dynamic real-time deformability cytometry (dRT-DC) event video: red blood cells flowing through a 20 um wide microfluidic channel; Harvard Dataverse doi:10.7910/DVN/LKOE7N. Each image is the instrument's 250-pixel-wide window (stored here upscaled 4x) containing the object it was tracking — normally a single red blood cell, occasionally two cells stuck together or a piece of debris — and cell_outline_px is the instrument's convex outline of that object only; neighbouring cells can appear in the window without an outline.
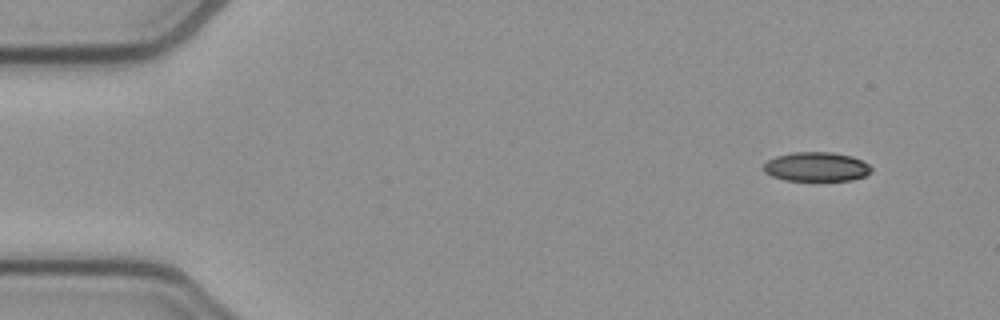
{"species": "common noctule bat (a hibernating species)", "species_latin": "Nyctalus noctula", "temperature_condition": "cold", "stored_images_in_passage": 38, "camera_frame_rate_fps": 3000, "um_per_image_px": 0.085, "animal": {"sex": "female", "body_mass_g": 21.9}, "frame": {"image": 1, "passage_image": 1, "time_ms": 0.0, "image_size_px": [1000, 320], "cell_outline_px": [[872, 172], [864, 176], [852, 180], [784, 180], [772, 176], [764, 172], [760, 168], [768, 160], [776, 156], [792, 152], [832, 152], [852, 156], [868, 164], [872, 168]], "centroid_in_image_um": [69.36, 14.17], "position_along_channel_um": 15.6, "area_um2": 18.44}}
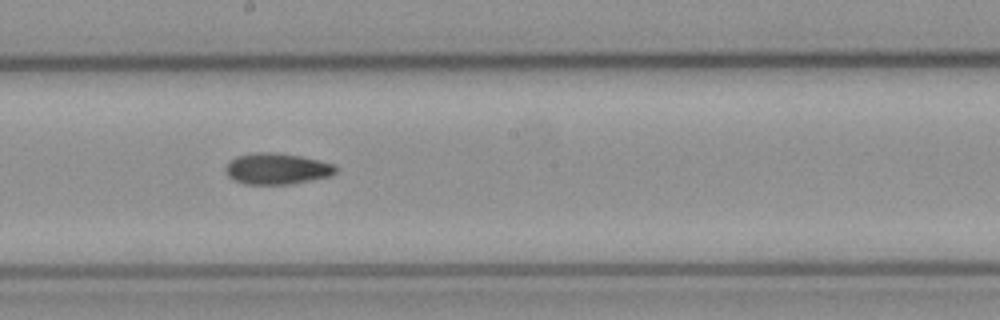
{"frame": {"image": 2, "passage_image": 25, "time_ms": 8.0, "image_size_px": [1000, 320], "cell_outline_px": [[336, 172], [332, 176], [312, 180], [288, 184], [244, 184], [232, 180], [224, 172], [224, 168], [228, 160], [236, 156], [252, 152], [276, 152], [300, 156], [332, 164], [336, 168]], "centroid_in_image_um": [23.45, 14.34], "position_along_channel_um": 224.7, "area_um2": 20.23}}
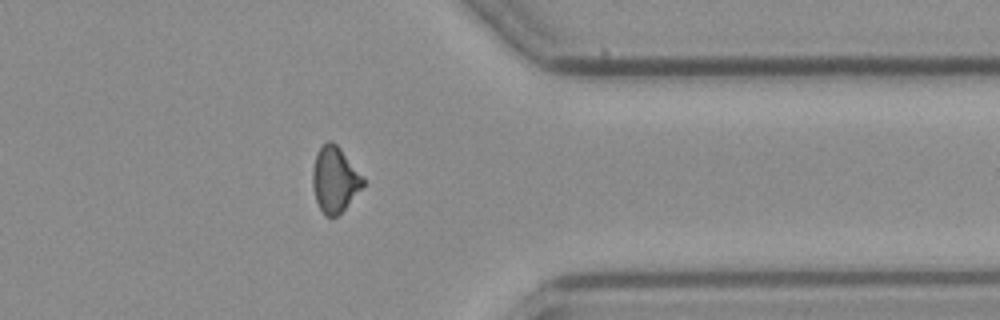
{"frame": {"image": 3, "passage_image": 38, "time_ms": 12.333, "image_size_px": [1000, 320], "cell_outline_px": [[364, 184], [344, 208], [336, 216], [324, 216], [316, 200], [312, 184], [312, 172], [316, 152], [328, 140], [332, 140], [340, 148], [364, 176]], "centroid_in_image_um": [28.44, 15.23], "position_along_channel_um": 383.0, "area_um2": 19.07}}